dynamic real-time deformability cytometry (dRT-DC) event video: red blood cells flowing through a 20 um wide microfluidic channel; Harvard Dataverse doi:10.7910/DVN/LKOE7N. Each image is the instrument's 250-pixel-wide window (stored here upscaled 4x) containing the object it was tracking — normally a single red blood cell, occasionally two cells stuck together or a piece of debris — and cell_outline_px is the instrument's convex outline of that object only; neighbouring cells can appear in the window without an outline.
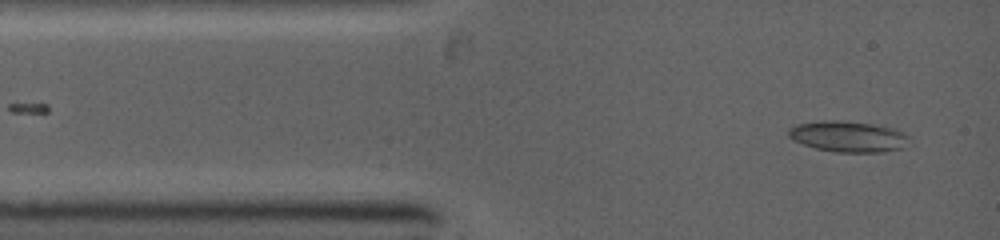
{"species": "common noctule bat (a hibernating species)", "species_latin": "Nyctalus noctula", "temperature_condition": "warm", "stored_images_in_passage": 34, "camera_frame_rate_fps": 5000, "um_per_image_px": 0.085, "animal": {"sex": "female", "body_mass_g": 19.0, "forearm_length_mm": 53.3}, "frame": {"image": 1, "passage_image": 1, "time_ms": 0.0, "image_size_px": [1000, 240], "cell_outline_px": [[908, 136], [904, 148], [880, 152], [832, 152], [816, 148], [804, 144], [788, 136], [788, 128], [796, 124], [824, 120], [836, 120], [872, 124], [896, 128], [904, 132]], "centroid_in_image_um": [72.1, 11.6], "position_along_channel_um": 12.9, "area_um2": 21.68}}
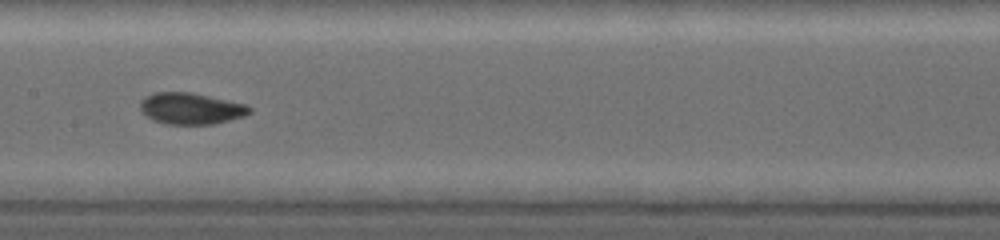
{"frame": {"image": 2, "passage_image": 15, "time_ms": 4.8, "image_size_px": [1000, 240], "cell_outline_px": [[252, 112], [244, 116], [212, 124], [164, 124], [152, 120], [140, 108], [140, 100], [144, 96], [156, 92], [188, 92], [208, 96], [244, 104], [252, 108]], "centroid_in_image_um": [16.2, 9.22], "position_along_channel_um": 191.2, "area_um2": 19.83}}
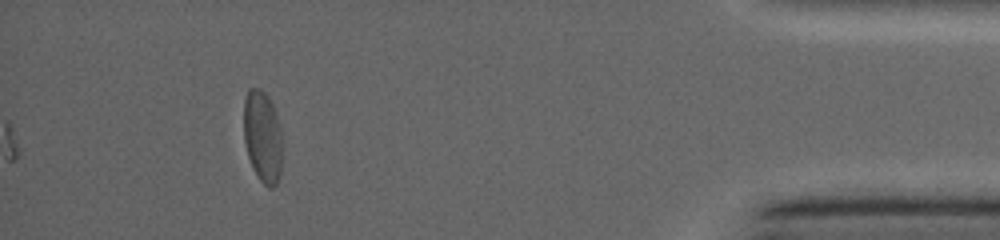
{"frame": {"image": 3, "passage_image": 34, "time_ms": 11.0, "image_size_px": [1000, 240], "cell_outline_px": [[280, 172], [276, 184], [272, 188], [268, 188], [260, 180], [252, 168], [248, 156], [244, 140], [244, 100], [248, 88], [260, 88], [268, 96], [272, 104], [280, 128]], "centroid_in_image_um": [22.28, 11.6], "position_along_channel_um": 412.9, "area_um2": 20.35}}